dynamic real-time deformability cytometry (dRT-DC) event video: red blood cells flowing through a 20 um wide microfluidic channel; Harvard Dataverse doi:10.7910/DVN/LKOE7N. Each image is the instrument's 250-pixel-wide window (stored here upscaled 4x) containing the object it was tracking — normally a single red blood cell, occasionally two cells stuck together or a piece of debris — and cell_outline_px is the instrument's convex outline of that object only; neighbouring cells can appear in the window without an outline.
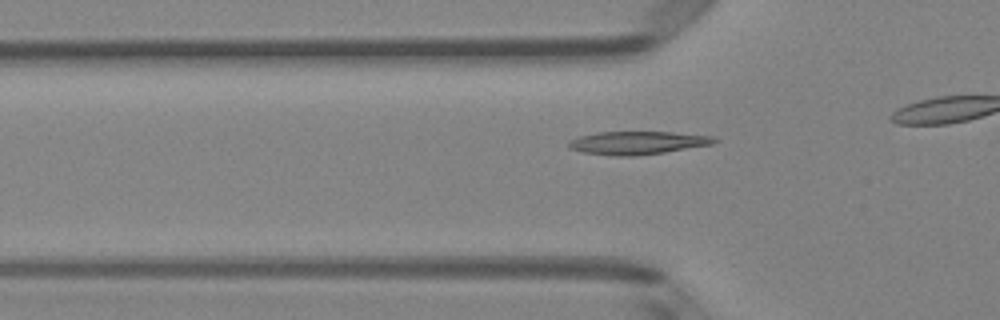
{"species": "Egyptian fruit bat (a non-hibernating species)", "species_latin": "Rousettus aegyptiacus", "temperature_condition": "room temperature", "stored_images_in_passage": 37, "camera_frame_rate_fps": 3000, "um_per_image_px": 0.085, "animal": {"sex": "female"}, "frame": {"image": 1, "passage_image": 13, "time_ms": 4.0, "image_size_px": [1000, 320], "cell_outline_px": [[720, 140], [712, 144], [664, 152], [636, 156], [612, 156], [584, 152], [568, 148], [568, 140], [580, 136], [600, 132], [672, 132], [716, 136]], "centroid_in_image_um": [54.21, 12.14], "position_along_channel_um": 71.6, "area_um2": 19.65}}
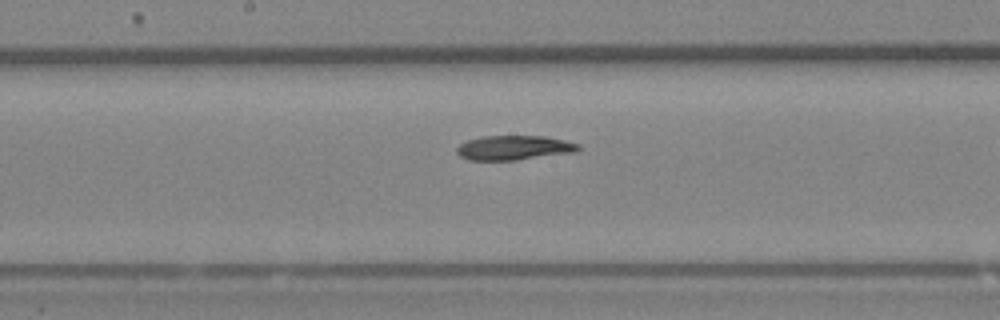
{"frame": {"image": 2, "passage_image": 23, "time_ms": 7.333, "image_size_px": [1000, 320], "cell_outline_px": [[580, 148], [576, 152], [512, 160], [468, 160], [460, 156], [456, 152], [456, 148], [460, 144], [468, 140], [480, 136], [544, 136], [564, 140], [580, 144]], "centroid_in_image_um": [43.67, 12.55], "position_along_channel_um": 204.5, "area_um2": 17.28}}
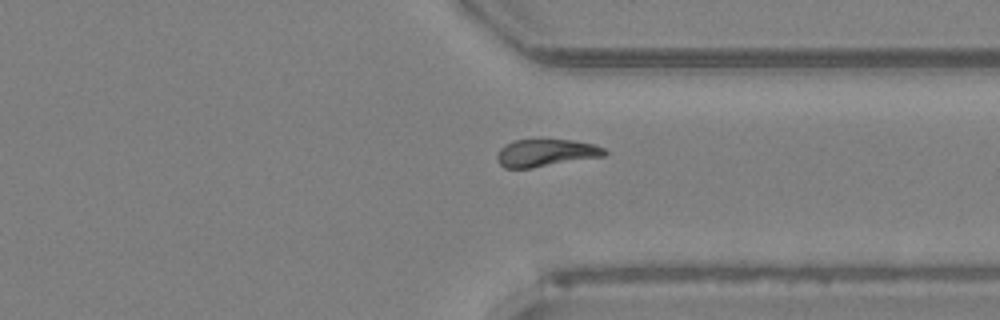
{"frame": {"image": 3, "passage_image": 35, "time_ms": 11.333, "image_size_px": [1000, 320], "cell_outline_px": [[608, 152], [604, 156], [532, 168], [504, 168], [500, 164], [496, 156], [500, 148], [504, 144], [516, 140], [572, 140], [592, 144], [604, 148]], "centroid_in_image_um": [46.38, 13.0], "position_along_channel_um": 365.0, "area_um2": 17.05}}